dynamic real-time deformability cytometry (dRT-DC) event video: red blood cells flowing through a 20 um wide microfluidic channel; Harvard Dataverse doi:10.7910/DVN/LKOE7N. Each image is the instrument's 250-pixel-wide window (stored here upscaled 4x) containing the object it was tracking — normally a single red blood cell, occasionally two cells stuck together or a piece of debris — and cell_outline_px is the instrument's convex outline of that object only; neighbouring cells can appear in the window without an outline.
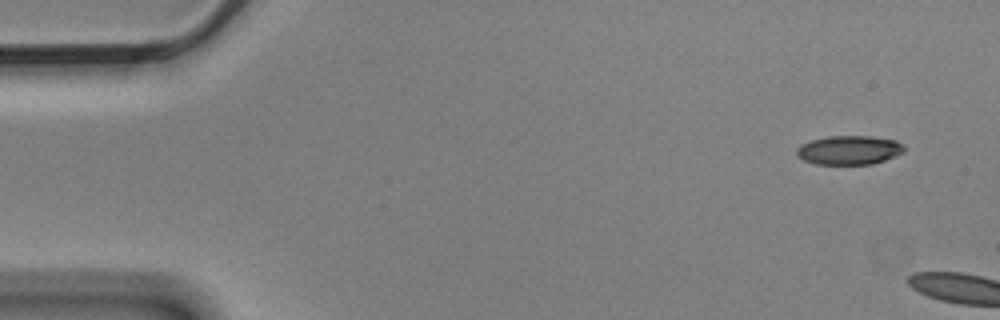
{"species": "Egyptian fruit bat (a non-hibernating species)", "species_latin": "Rousettus aegyptiacus", "temperature_condition": "cold", "stored_images_in_passage": 2, "camera_frame_rate_fps": 3000, "um_per_image_px": 0.085, "animal": {"sex": "male"}, "frame": {"image": 1, "passage_image": 1, "time_ms": 0.0, "image_size_px": [1000, 320], "cell_outline_px": [[904, 152], [896, 156], [872, 164], [816, 164], [804, 160], [796, 156], [796, 148], [800, 144], [812, 140], [828, 136], [872, 136], [896, 140], [904, 144]], "centroid_in_image_um": [72.18, 12.75], "position_along_channel_um": 12.8, "area_um2": 18.32}}